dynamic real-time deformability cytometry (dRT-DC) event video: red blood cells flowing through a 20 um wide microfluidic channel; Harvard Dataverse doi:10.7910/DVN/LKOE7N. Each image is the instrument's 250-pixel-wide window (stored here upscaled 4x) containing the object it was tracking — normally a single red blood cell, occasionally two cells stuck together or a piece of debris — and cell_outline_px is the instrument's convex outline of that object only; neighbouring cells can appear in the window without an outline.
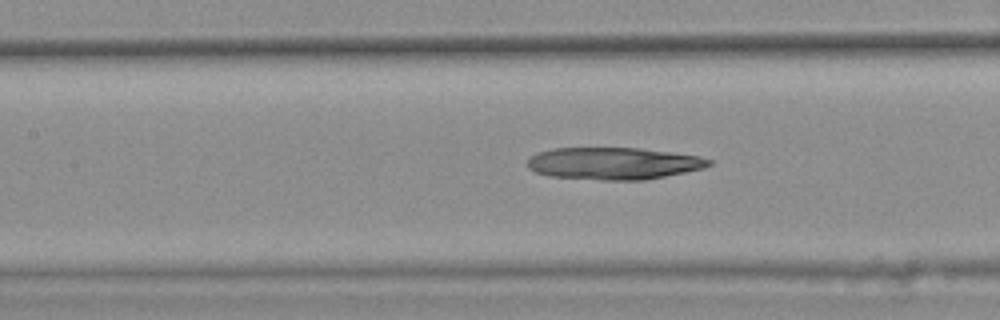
{"species": "common noctule bat (a hibernating species)", "species_latin": "Nyctalus noctula", "temperature_condition": "warm", "stored_images_in_passage": 39, "camera_frame_rate_fps": 3000, "um_per_image_px": 0.085, "animal": {"sex": "female", "body_mass_g": 25.1}, "frame": {"image": 1, "passage_image": 17, "time_ms": 5.333, "image_size_px": [1000, 320], "cell_outline_px": [[712, 164], [704, 168], [644, 180], [600, 180], [548, 176], [536, 172], [528, 168], [528, 160], [536, 152], [556, 148], [640, 148], [700, 156], [712, 160]], "centroid_in_image_um": [52.15, 13.89], "position_along_channel_um": 155.3, "area_um2": 33.93}}
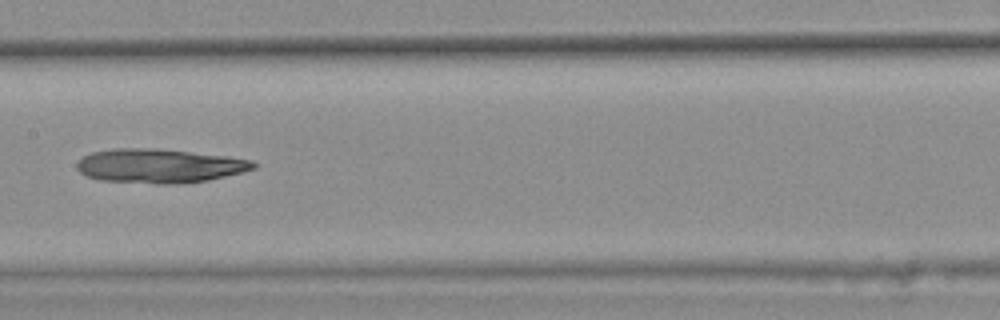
{"frame": {"image": 2, "passage_image": 20, "time_ms": 6.333, "image_size_px": [1000, 320], "cell_outline_px": [[256, 168], [208, 180], [180, 184], [156, 184], [100, 180], [88, 176], [80, 172], [76, 168], [76, 164], [84, 156], [92, 152], [112, 148], [156, 148], [228, 156], [252, 160], [256, 164]], "centroid_in_image_um": [13.54, 14.1], "position_along_channel_um": 193.9, "area_um2": 35.08}}
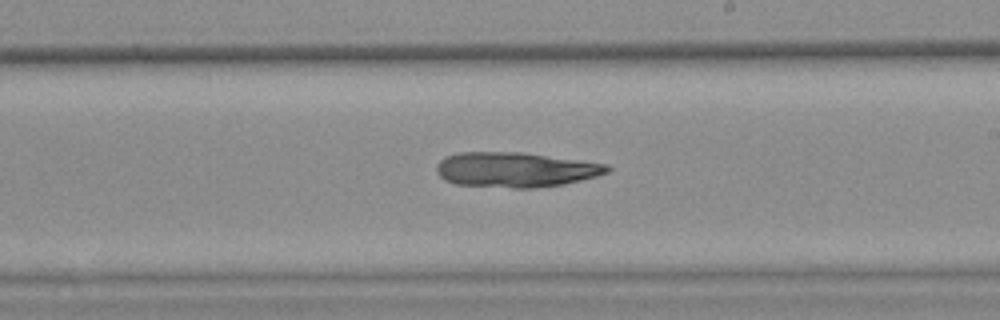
{"frame": {"image": 3, "passage_image": 24, "time_ms": 7.667, "image_size_px": [1000, 320], "cell_outline_px": [[612, 168], [608, 172], [596, 176], [564, 184], [532, 188], [512, 188], [456, 184], [444, 180], [436, 172], [436, 164], [444, 156], [460, 152], [524, 152], [608, 164]], "centroid_in_image_um": [43.79, 14.41], "position_along_channel_um": 245.2, "area_um2": 34.97}}